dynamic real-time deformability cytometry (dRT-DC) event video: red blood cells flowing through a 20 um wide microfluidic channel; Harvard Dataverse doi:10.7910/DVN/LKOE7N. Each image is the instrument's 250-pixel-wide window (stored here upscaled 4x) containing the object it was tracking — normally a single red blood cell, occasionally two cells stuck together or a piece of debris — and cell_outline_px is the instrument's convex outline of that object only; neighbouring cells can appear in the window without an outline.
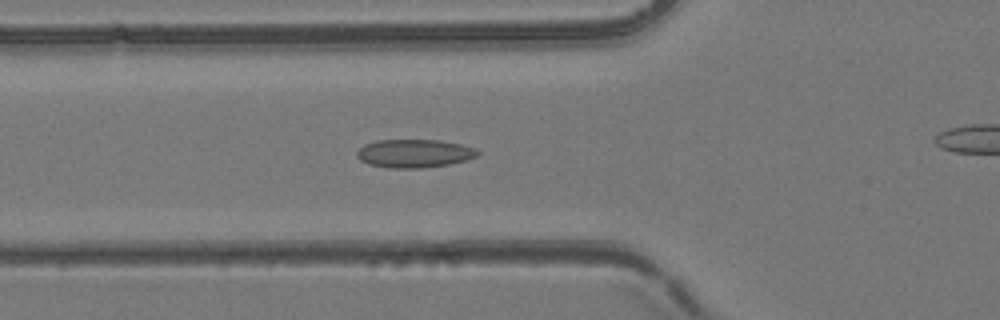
{"species": "common noctule bat (a hibernating species)", "species_latin": "Nyctalus noctula", "temperature_condition": "room temperature", "stored_images_in_passage": 34, "camera_frame_rate_fps": 3000, "um_per_image_px": 0.085, "animal": {"sex": "female", "body_mass_g": 24.6, "forearm_length_mm": 56.2}, "frame": {"image": 1, "passage_image": 7, "time_ms": 2.0, "image_size_px": [1000, 320], "cell_outline_px": [[480, 152], [476, 156], [468, 160], [448, 164], [420, 168], [388, 168], [368, 164], [360, 160], [356, 156], [356, 152], [364, 144], [376, 140], [440, 140], [460, 144], [476, 148]], "centroid_in_image_um": [35.2, 13.04], "position_along_channel_um": 90.6, "area_um2": 20.0}}
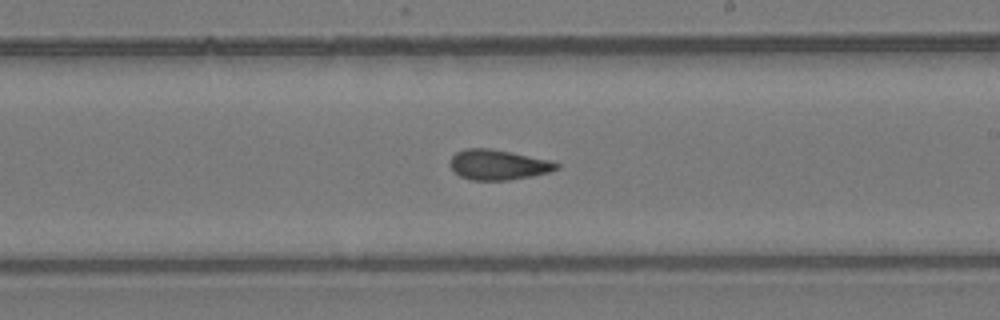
{"frame": {"image": 2, "passage_image": 19, "time_ms": 6.0, "image_size_px": [1000, 320], "cell_outline_px": [[560, 168], [548, 172], [532, 176], [508, 180], [472, 180], [460, 176], [448, 164], [448, 160], [456, 152], [464, 148], [488, 148], [552, 160], [560, 164]], "centroid_in_image_um": [42.34, 14.0], "position_along_channel_um": 246.7, "area_um2": 18.79}}
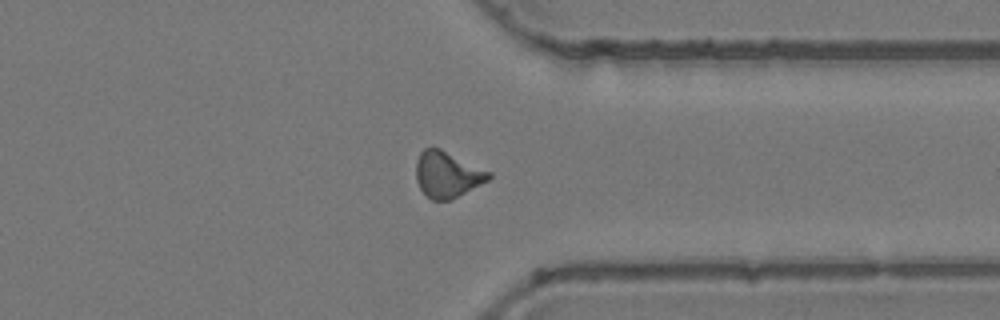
{"frame": {"image": 3, "passage_image": 29, "time_ms": 9.333, "image_size_px": [1000, 320], "cell_outline_px": [[492, 176], [488, 180], [452, 200], [432, 200], [420, 188], [416, 180], [416, 160], [420, 152], [424, 148], [440, 148], [492, 172]], "centroid_in_image_um": [38.02, 14.83], "position_along_channel_um": 373.4, "area_um2": 19.54}}